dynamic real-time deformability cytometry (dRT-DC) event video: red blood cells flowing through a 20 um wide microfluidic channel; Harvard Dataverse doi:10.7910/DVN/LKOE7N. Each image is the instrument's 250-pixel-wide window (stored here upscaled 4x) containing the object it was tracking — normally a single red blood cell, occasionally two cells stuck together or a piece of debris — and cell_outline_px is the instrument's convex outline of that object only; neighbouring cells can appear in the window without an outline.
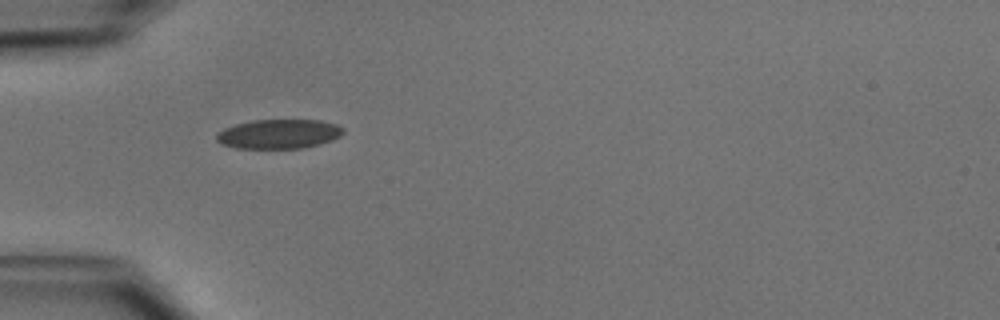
{"species": "common noctule bat (a hibernating species)", "species_latin": "Nyctalus noctula", "temperature_condition": "cold", "stored_images_in_passage": 26, "camera_frame_rate_fps": 3000, "um_per_image_px": 0.085, "animal": {"sex": "male", "body_mass_g": 15.6}, "frame": {"image": 1, "passage_image": 1, "time_ms": 0.0, "image_size_px": [1000, 320], "cell_outline_px": [[344, 132], [340, 136], [332, 140], [304, 148], [236, 148], [224, 144], [216, 140], [216, 136], [224, 128], [236, 124], [252, 120], [320, 120], [336, 124], [344, 128]], "centroid_in_image_um": [23.73, 11.38], "position_along_channel_um": 61.3, "area_um2": 21.56}}
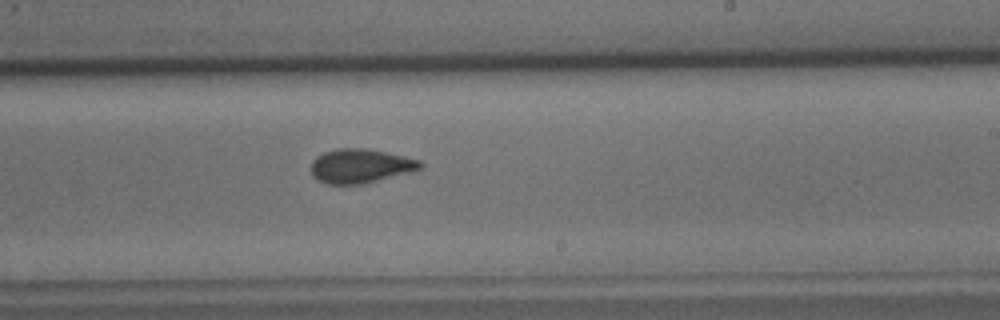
{"frame": {"image": 2, "passage_image": 16, "time_ms": 5.0, "image_size_px": [1000, 320], "cell_outline_px": [[424, 164], [420, 168], [412, 172], [360, 184], [328, 184], [312, 176], [312, 160], [316, 156], [324, 152], [336, 148], [364, 148], [384, 152], [420, 160]], "centroid_in_image_um": [30.62, 14.1], "position_along_channel_um": 258.4, "area_um2": 21.5}}
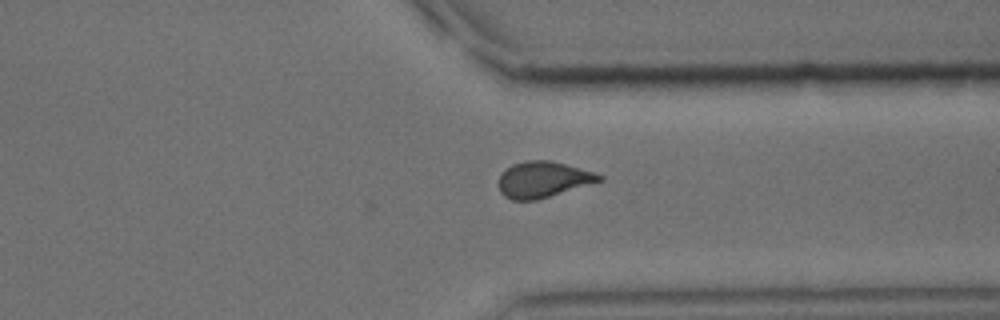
{"frame": {"image": 3, "passage_image": 24, "time_ms": 7.667, "image_size_px": [1000, 320], "cell_outline_px": [[604, 180], [536, 200], [512, 200], [504, 196], [500, 192], [500, 176], [512, 164], [524, 160], [552, 160], [592, 172], [604, 176]], "centroid_in_image_um": [46.16, 15.25], "position_along_channel_um": 365.2, "area_um2": 20.87}, "authors_computed_cell_mechanics": {"area_um2": 21.5305, "velocity_mm_per_s": 4.0027, "shape_relaxation_time_tau1_ms": 7.7424, "shape_relaxation_time_tau2_ms": 1.1743, "deformation_change_tau1": 0.1815, "deformation_change_tau2": 0.0618}}